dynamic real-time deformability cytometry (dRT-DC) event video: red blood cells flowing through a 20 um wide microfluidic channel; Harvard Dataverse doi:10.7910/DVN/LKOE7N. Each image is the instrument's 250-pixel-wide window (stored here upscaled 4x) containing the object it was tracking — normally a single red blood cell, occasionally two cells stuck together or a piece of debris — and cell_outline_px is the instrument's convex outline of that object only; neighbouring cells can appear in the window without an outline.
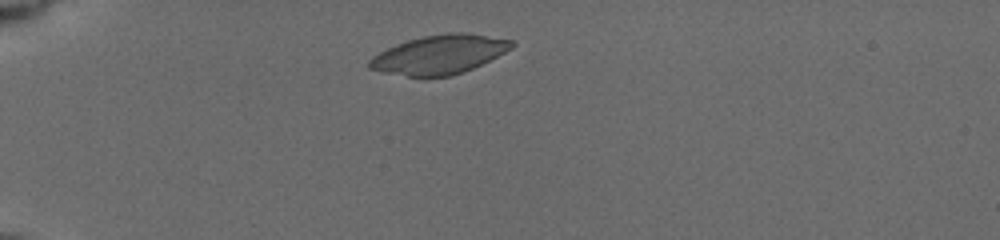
{"species": "common noctule bat (a hibernating species)", "species_latin": "Nyctalus noctula", "temperature_condition": "cold", "stored_images_in_passage": 40, "camera_frame_rate_fps": 3000, "um_per_image_px": 0.085, "animal": {"sex": "female", "body_mass_g": 19.5, "forearm_length_mm": 54.1}, "frame": {"image": 1, "passage_image": 1, "time_ms": 0.0, "image_size_px": [1000, 240], "cell_outline_px": [[516, 44], [512, 48], [472, 68], [448, 76], [408, 76], [384, 72], [368, 68], [368, 60], [372, 56], [396, 44], [408, 40], [424, 36], [448, 32], [464, 32], [516, 40]], "centroid_in_image_um": [37.35, 4.61], "position_along_channel_um": 47.6, "area_um2": 31.96}}
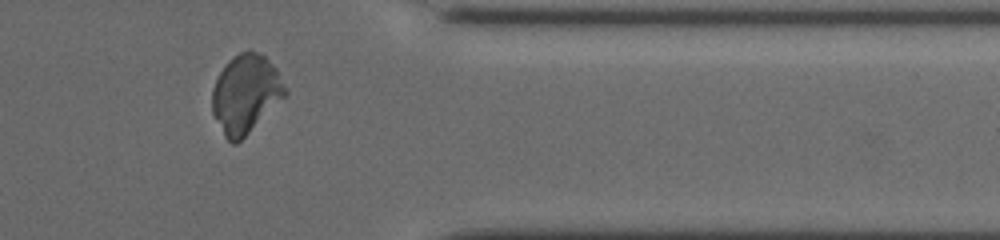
{"frame": {"image": 2, "passage_image": 33, "time_ms": 10.0, "image_size_px": [1000, 240], "cell_outline_px": [[288, 92], [236, 144], [232, 144], [224, 136], [212, 112], [212, 88], [224, 64], [228, 60], [240, 52], [248, 48], [264, 56], [276, 68], [288, 88]], "centroid_in_image_um": [20.86, 7.94], "position_along_channel_um": 390.5, "area_um2": 33.06}}
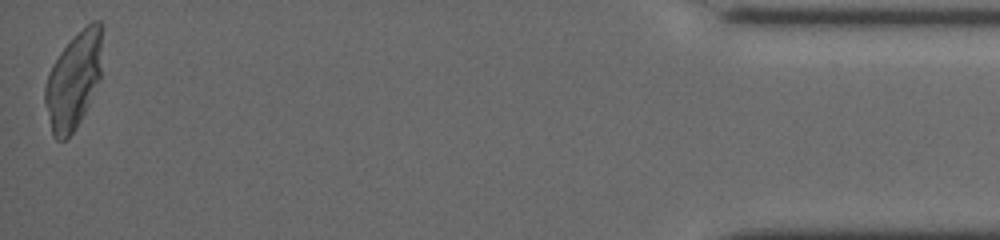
{"frame": {"image": 3, "passage_image": 40, "time_ms": 12.667, "image_size_px": [1000, 240], "cell_outline_px": [[104, 28], [100, 80], [80, 120], [72, 132], [64, 140], [56, 140], [52, 136], [44, 104], [44, 88], [48, 72], [52, 64], [60, 52], [92, 20], [100, 20], [104, 24]], "centroid_in_image_um": [6.27, 6.81], "position_along_channel_um": 428.9, "area_um2": 32.43}}